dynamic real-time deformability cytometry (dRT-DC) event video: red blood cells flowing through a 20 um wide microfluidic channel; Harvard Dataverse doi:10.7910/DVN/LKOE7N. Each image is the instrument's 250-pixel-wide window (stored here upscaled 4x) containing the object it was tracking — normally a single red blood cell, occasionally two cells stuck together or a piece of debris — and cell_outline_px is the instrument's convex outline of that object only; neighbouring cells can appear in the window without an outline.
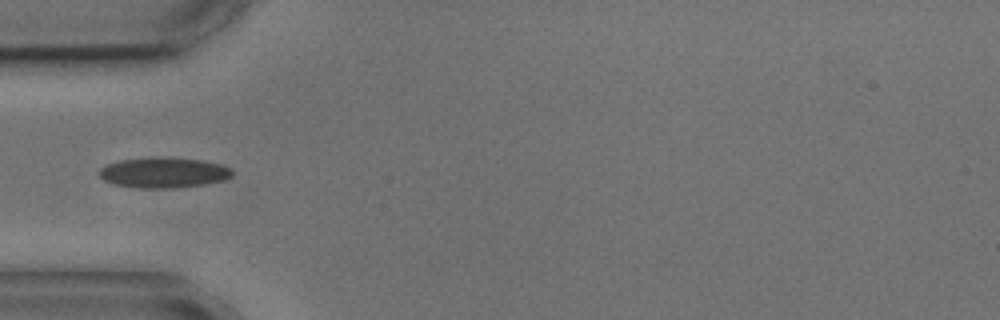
{"species": "common noctule bat (a hibernating species)", "species_latin": "Nyctalus noctula", "temperature_condition": "cold", "stored_images_in_passage": 1, "camera_frame_rate_fps": 3000, "um_per_image_px": 0.085, "animal": {"sex": "male", "body_mass_g": 17.9, "forearm_length_mm": 54.2}, "frame": {"image": 1, "passage_image": 1, "time_ms": 0.0, "image_size_px": [1000, 320], "cell_outline_px": [[232, 176], [224, 180], [204, 184], [176, 188], [140, 188], [112, 184], [104, 180], [100, 176], [100, 168], [104, 164], [120, 160], [156, 156], [200, 160], [224, 164], [232, 168]], "centroid_in_image_um": [13.91, 14.66], "position_along_channel_um": 71.1, "area_um2": 23.87}}